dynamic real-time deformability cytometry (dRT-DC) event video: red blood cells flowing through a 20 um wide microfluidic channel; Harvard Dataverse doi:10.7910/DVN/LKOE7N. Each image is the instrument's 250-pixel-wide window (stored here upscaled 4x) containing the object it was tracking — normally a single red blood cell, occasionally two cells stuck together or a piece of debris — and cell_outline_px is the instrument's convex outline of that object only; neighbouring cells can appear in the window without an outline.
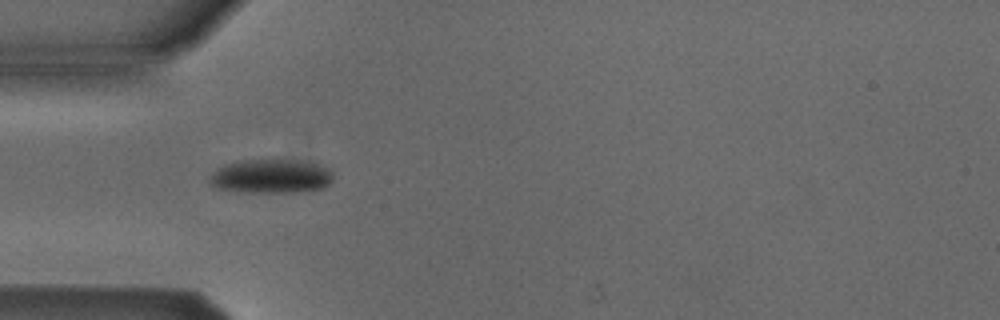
{"species": "Egyptian fruit bat (a non-hibernating species)", "species_latin": "Rousettus aegyptiacus", "temperature_condition": "cold", "stored_images_in_passage": 41, "camera_frame_rate_fps": 3000, "um_per_image_px": 0.085, "animal": {"sex": "male"}, "frame": {"image": 1, "passage_image": 4, "time_ms": 1.0, "image_size_px": [1000, 320], "cell_outline_px": [[332, 180], [328, 184], [320, 188], [292, 192], [240, 192], [216, 188], [208, 184], [208, 180], [216, 168], [228, 164], [244, 160], [276, 156], [316, 164], [332, 172]], "centroid_in_image_um": [22.96, 14.95], "position_along_channel_um": 62.0, "area_um2": 24.91}}
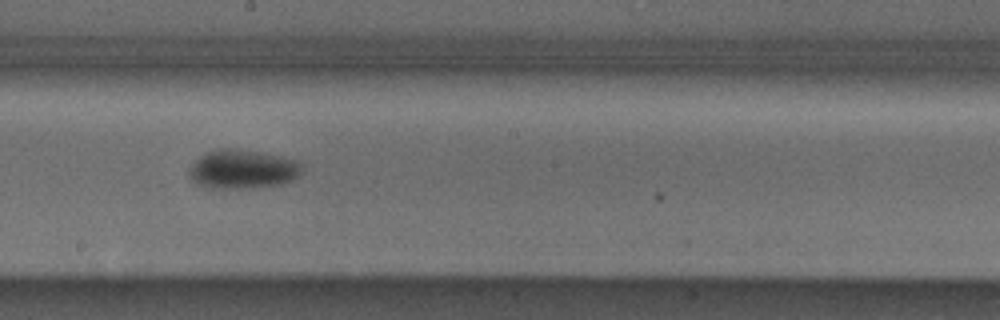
{"frame": {"image": 2, "passage_image": 17, "time_ms": 5.333, "image_size_px": [1000, 320], "cell_outline_px": [[300, 172], [292, 180], [280, 184], [256, 188], [212, 188], [200, 184], [192, 180], [188, 172], [192, 164], [200, 156], [208, 152], [220, 148], [232, 148], [264, 152], [296, 160], [300, 164]], "centroid_in_image_um": [20.61, 14.38], "position_along_channel_um": 227.6, "area_um2": 25.43}}
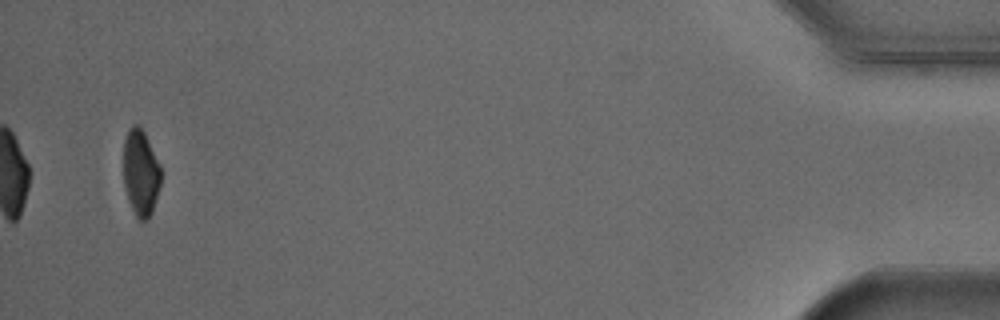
{"frame": {"image": 3, "passage_image": 39, "time_ms": 12.667, "image_size_px": [1000, 320], "cell_outline_px": [[160, 184], [152, 212], [148, 220], [140, 220], [136, 216], [128, 200], [124, 184], [124, 140], [128, 128], [132, 124], [136, 124], [144, 132], [160, 164]], "centroid_in_image_um": [11.95, 14.67], "position_along_channel_um": 423.2, "area_um2": 18.67}, "authors_computed_cell_mechanics": {"area_um2": 23.698, "velocity_mm_per_s": 3.8605, "shape_relaxation_time_tau1_ms": 2.0422, "shape_relaxation_time_tau2_ms": null, "deformation_change_tau1": 0.0889, "deformation_change_tau2": null}}